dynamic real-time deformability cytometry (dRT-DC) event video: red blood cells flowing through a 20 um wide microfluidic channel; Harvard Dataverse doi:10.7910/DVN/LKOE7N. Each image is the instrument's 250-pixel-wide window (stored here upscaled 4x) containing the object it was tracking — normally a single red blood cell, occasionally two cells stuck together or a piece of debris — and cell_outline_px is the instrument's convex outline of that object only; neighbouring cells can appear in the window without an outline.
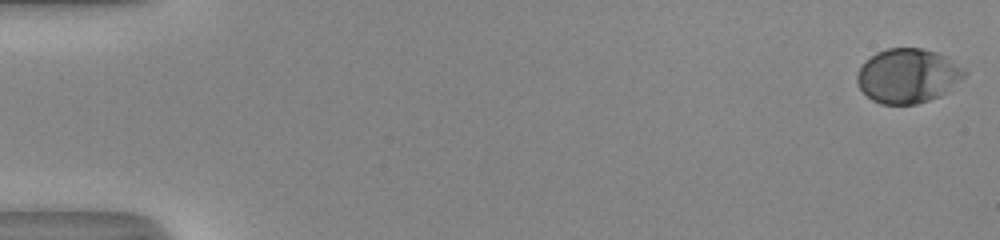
{"species": "human", "species_latin": "Homo sapiens", "temperature_condition": "room temperature", "stored_images_in_passage": 53, "camera_frame_rate_fps": 3000, "um_per_image_px": 0.085, "donor": {"sex": "male"}, "frame": {"image": 1, "passage_image": 1, "time_ms": 0.0, "image_size_px": [1000, 240], "cell_outline_px": [[968, 72], [960, 80], [940, 96], [916, 104], [880, 104], [872, 100], [860, 88], [856, 80], [856, 76], [860, 68], [876, 52], [888, 48], [920, 48], [936, 52], [944, 56]], "centroid_in_image_um": [77.14, 6.45], "position_along_channel_um": 7.9, "area_um2": 33.52}}
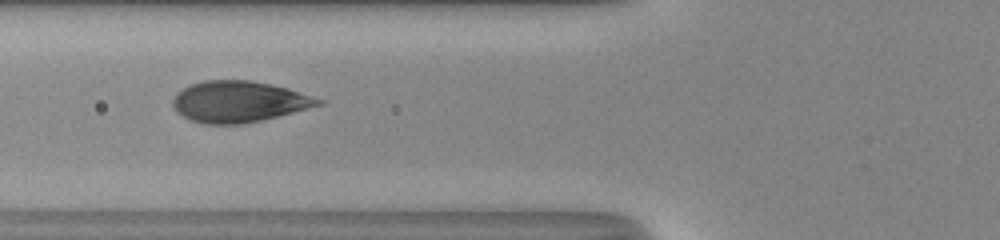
{"frame": {"image": 2, "passage_image": 22, "time_ms": 7.0, "image_size_px": [1000, 240], "cell_outline_px": [[324, 104], [244, 124], [204, 124], [192, 120], [176, 112], [172, 104], [172, 100], [176, 92], [192, 84], [204, 80], [248, 80], [288, 88], [324, 100]], "centroid_in_image_um": [20.27, 8.64], "position_along_channel_um": 105.5, "area_um2": 34.62}}
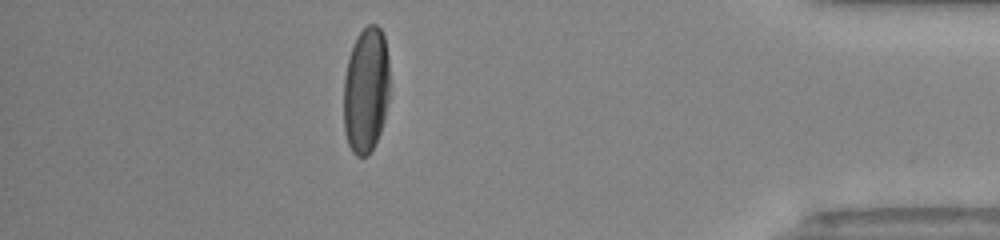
{"frame": {"image": 3, "passage_image": 47, "time_ms": 15.333, "image_size_px": [1000, 240], "cell_outline_px": [[388, 100], [384, 120], [380, 132], [368, 156], [356, 156], [352, 152], [348, 144], [344, 132], [344, 76], [348, 60], [356, 36], [368, 24], [376, 24], [380, 28], [384, 36], [388, 56]], "centroid_in_image_um": [31.1, 7.66], "position_along_channel_um": 404.1, "area_um2": 33.81}}